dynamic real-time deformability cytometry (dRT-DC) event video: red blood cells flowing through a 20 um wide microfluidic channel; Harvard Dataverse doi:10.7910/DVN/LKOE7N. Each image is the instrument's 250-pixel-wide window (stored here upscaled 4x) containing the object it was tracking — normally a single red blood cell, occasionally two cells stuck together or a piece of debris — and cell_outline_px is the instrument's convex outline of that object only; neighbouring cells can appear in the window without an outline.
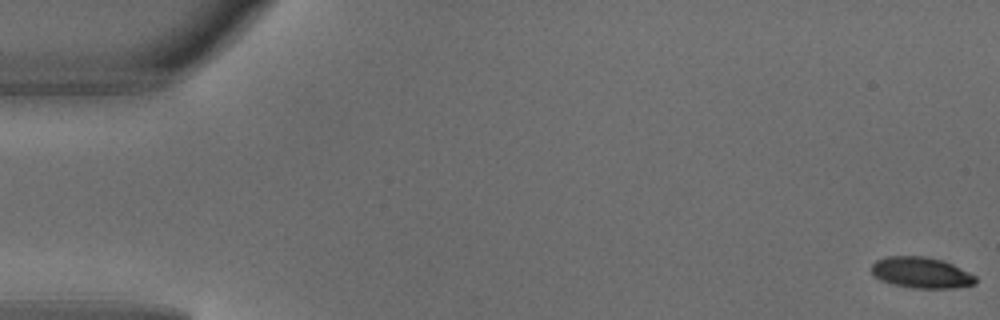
{"species": "common noctule bat (a hibernating species)", "species_latin": "Nyctalus noctula", "temperature_condition": "warm", "stored_images_in_passage": 6, "camera_frame_rate_fps": 3000, "um_per_image_px": 0.085, "animal": {"sex": "male", "body_mass_g": 18.8}, "frame": {"image": 1, "passage_image": 1, "time_ms": 0.0, "image_size_px": [1000, 320], "cell_outline_px": [[976, 284], [952, 288], [912, 288], [892, 284], [880, 280], [872, 276], [872, 264], [876, 260], [884, 256], [924, 256], [944, 260], [976, 276]], "centroid_in_image_um": [78.27, 23.17], "position_along_channel_um": 6.7, "area_um2": 18.96}}
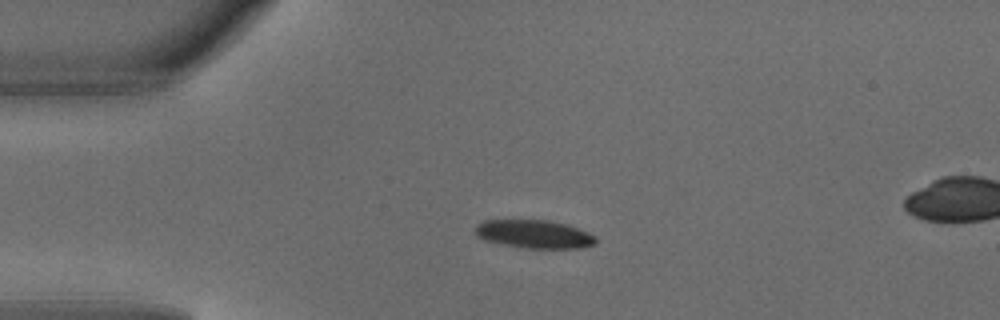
{"frame": {"image": 2, "passage_image": 4, "time_ms": 1.0, "image_size_px": [1000, 320], "cell_outline_px": [[596, 244], [580, 248], [528, 248], [504, 244], [484, 240], [476, 236], [472, 232], [476, 224], [484, 220], [548, 220], [568, 224], [588, 232], [596, 236]], "centroid_in_image_um": [45.38, 19.89], "position_along_channel_um": 39.6, "area_um2": 20.06}}
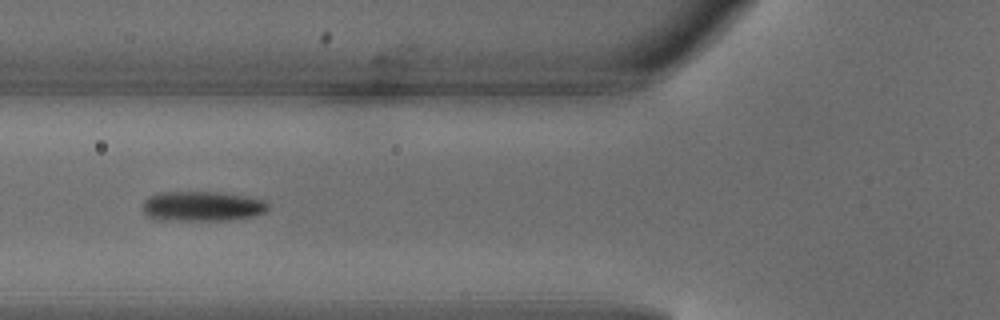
{"frame": {"image": 3, "passage_image": 6, "time_ms": 1.667, "image_size_px": [1000, 320], "cell_outline_px": [[268, 208], [264, 212], [252, 216], [228, 220], [160, 220], [148, 216], [144, 212], [144, 200], [148, 196], [156, 192], [220, 192], [244, 196], [264, 200], [268, 204]], "centroid_in_image_um": [17.15, 17.52], "position_along_channel_um": 108.6, "area_um2": 21.79}}